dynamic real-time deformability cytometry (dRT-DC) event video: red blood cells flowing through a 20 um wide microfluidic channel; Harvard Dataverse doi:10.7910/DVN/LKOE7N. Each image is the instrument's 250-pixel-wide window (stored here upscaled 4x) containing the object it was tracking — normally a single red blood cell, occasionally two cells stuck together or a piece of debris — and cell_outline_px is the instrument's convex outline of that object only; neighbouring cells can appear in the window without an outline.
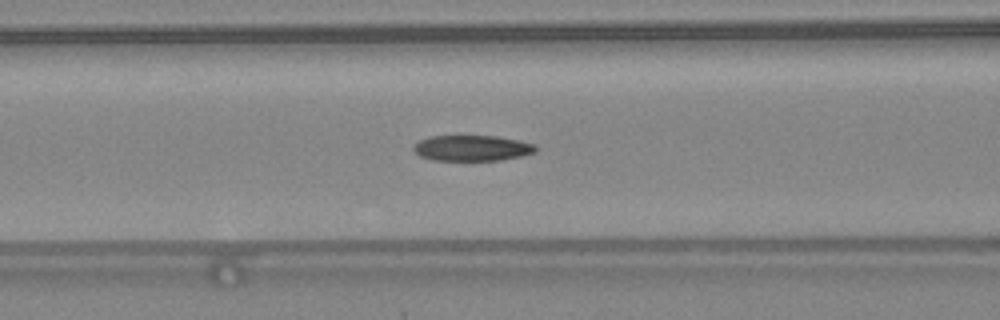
{"species": "common noctule bat (a hibernating species)", "species_latin": "Nyctalus noctula", "temperature_condition": "warm", "stored_images_in_passage": 48, "camera_frame_rate_fps": 3000, "um_per_image_px": 0.085, "animal": {"sex": "female", "body_mass_g": 24.6, "forearm_length_mm": 56.2}, "frame": {"image": 1, "passage_image": 21, "time_ms": 6.667, "image_size_px": [1000, 320], "cell_outline_px": [[536, 152], [520, 156], [500, 160], [432, 160], [420, 156], [412, 148], [420, 140], [428, 136], [496, 136], [520, 140], [536, 144]], "centroid_in_image_um": [40.14, 12.58], "position_along_channel_um": 126.5, "area_um2": 18.26}, "authors_computed_cell_mechanics": {"area_um2": 18.9584, "velocity_mm_per_s": 4.3879, "shape_relaxation_time_tau1_ms": null, "shape_relaxation_time_tau2_ms": 2.1428, "deformation_change_tau1": null, "deformation_change_tau2": 0.0872}}